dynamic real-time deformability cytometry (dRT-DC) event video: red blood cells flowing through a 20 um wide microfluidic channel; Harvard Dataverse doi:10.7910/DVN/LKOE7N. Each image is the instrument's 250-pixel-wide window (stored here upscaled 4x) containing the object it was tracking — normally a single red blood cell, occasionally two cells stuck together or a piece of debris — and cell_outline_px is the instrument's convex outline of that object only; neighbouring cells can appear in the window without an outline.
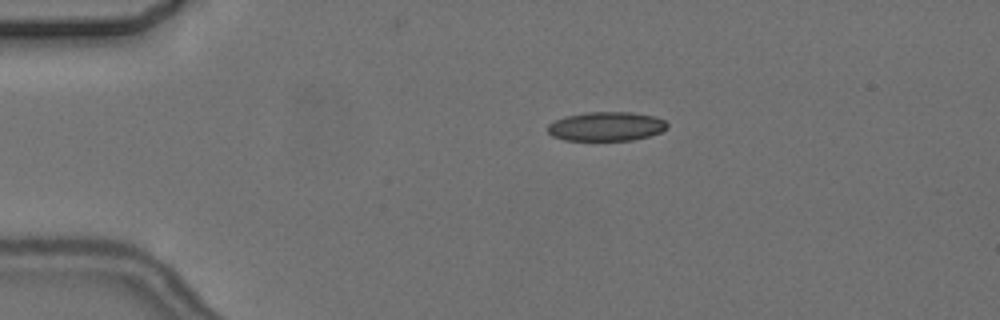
{"species": "common noctule bat (a hibernating species)", "species_latin": "Nyctalus noctula", "temperature_condition": "cold", "stored_images_in_passage": 3, "camera_frame_rate_fps": 3000, "um_per_image_px": 0.085, "animal": {"sex": "female", "body_mass_g": 24.6, "forearm_length_mm": 56.2}, "frame": {"image": 1, "passage_image": 1, "time_ms": 0.0, "image_size_px": [1000, 320], "cell_outline_px": [[668, 128], [660, 132], [648, 136], [632, 140], [564, 140], [552, 136], [548, 132], [548, 124], [564, 116], [588, 112], [632, 112], [656, 116], [664, 120], [668, 124]], "centroid_in_image_um": [51.54, 10.74], "position_along_channel_um": 33.5, "area_um2": 20.35}}
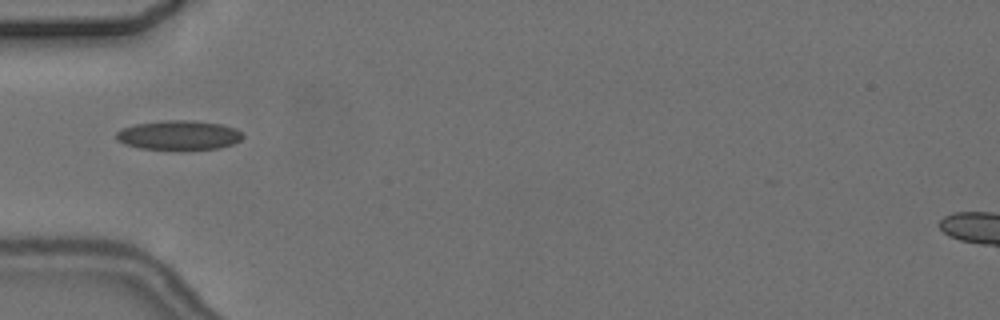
{"frame": {"image": 2, "passage_image": 3, "time_ms": 2.333, "image_size_px": [1000, 320], "cell_outline_px": [[244, 136], [240, 140], [232, 144], [220, 148], [180, 152], [176, 152], [140, 148], [124, 144], [116, 140], [116, 132], [124, 128], [136, 124], [164, 120], [192, 120], [220, 124], [236, 128], [244, 132]], "centroid_in_image_um": [15.22, 11.53], "position_along_channel_um": 69.8, "area_um2": 22.54}}